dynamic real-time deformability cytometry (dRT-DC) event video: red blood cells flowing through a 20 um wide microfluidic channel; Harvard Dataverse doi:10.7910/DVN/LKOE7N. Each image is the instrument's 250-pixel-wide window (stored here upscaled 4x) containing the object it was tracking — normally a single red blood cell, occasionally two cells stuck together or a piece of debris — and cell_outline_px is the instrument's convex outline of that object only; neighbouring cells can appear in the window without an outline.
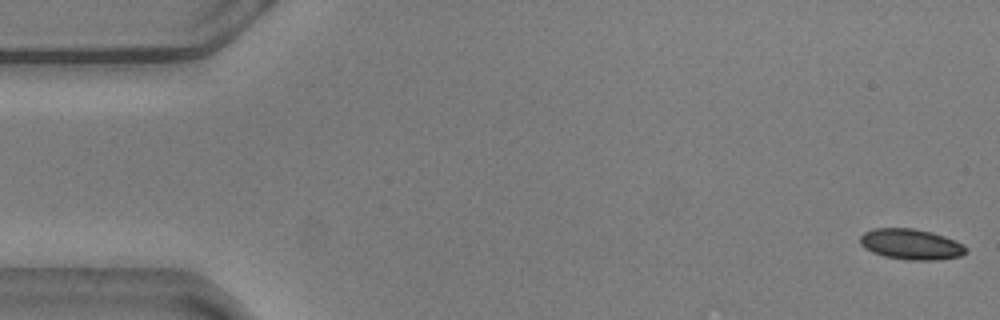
{"species": "common noctule bat (a hibernating species)", "species_latin": "Nyctalus noctula", "temperature_condition": "warm", "stored_images_in_passage": 17, "camera_frame_rate_fps": 3000, "um_per_image_px": 0.085, "animal": {"sex": "male", "body_mass_g": 20.5, "forearm_length_mm": 52.5}, "frame": {"image": 1, "passage_image": 1, "time_ms": 0.0, "image_size_px": [1000, 320], "cell_outline_px": [[968, 252], [960, 256], [936, 260], [908, 260], [884, 256], [872, 252], [864, 248], [860, 244], [860, 236], [864, 232], [872, 228], [912, 228], [932, 232], [956, 240], [964, 244], [968, 248]], "centroid_in_image_um": [77.45, 20.76], "position_along_channel_um": 7.5, "area_um2": 19.13}}
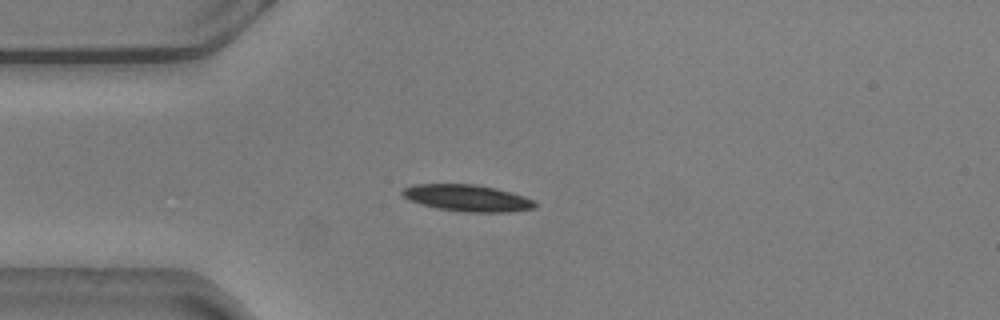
{"frame": {"image": 2, "passage_image": 14, "time_ms": 4.333, "image_size_px": [1000, 320], "cell_outline_px": [[536, 208], [508, 212], [468, 212], [436, 208], [420, 204], [408, 200], [400, 192], [404, 188], [416, 184], [476, 184], [496, 188], [524, 196], [532, 200], [536, 204]], "centroid_in_image_um": [39.71, 16.83], "position_along_channel_um": 45.3, "area_um2": 20.58}}